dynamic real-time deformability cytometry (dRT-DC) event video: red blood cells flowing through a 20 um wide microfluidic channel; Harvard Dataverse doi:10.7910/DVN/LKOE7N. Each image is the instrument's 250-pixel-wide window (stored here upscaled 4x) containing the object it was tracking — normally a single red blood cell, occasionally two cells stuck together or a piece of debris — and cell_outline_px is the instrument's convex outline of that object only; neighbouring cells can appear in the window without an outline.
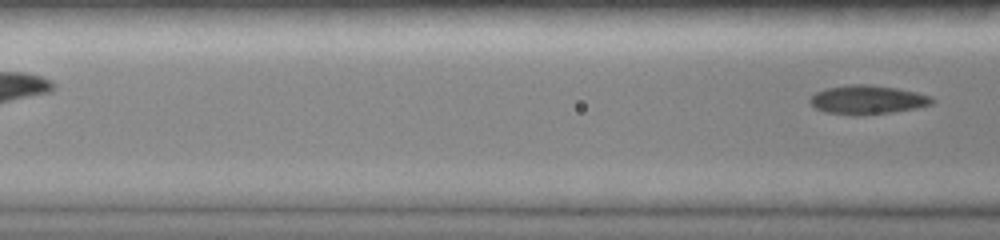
{"species": "common noctule bat (a hibernating species)", "species_latin": "Nyctalus noctula", "temperature_condition": "room temperature", "stored_images_in_passage": 13, "segment_of_instrument_passage": [2, 2], "camera_frame_rate_fps": 3000, "um_per_image_px": 0.085, "animal": {"sex": "female", "body_mass_g": 19.0, "forearm_length_mm": 51.5}, "frame": {"image": 1, "passage_image": 13, "time_ms": 4.667, "image_size_px": [1000, 240], "cell_outline_px": [[936, 100], [932, 104], [916, 108], [892, 112], [856, 116], [852, 116], [828, 112], [816, 108], [808, 100], [816, 92], [824, 88], [852, 84], [868, 84], [896, 88], [916, 92], [932, 96]], "centroid_in_image_um": [73.75, 8.48], "position_along_channel_um": 92.9, "area_um2": 20.63}}